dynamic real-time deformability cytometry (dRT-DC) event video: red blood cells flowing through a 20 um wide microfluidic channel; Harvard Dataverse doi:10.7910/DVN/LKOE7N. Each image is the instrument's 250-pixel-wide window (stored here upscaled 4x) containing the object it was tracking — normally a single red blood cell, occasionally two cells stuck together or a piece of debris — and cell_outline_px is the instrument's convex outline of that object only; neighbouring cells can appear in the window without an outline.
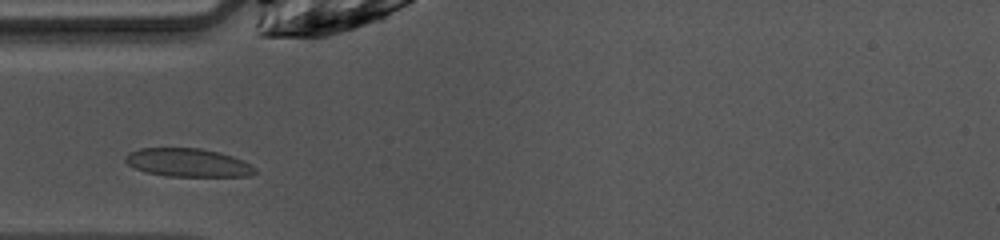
{"species": "common noctule bat (a hibernating species)", "species_latin": "Nyctalus noctula", "temperature_condition": "warm", "stored_images_in_passage": 26, "camera_frame_rate_fps": 3000, "um_per_image_px": 0.085, "animal": {"sex": "female", "body_mass_g": 10.0, "forearm_length_mm": 53.1}, "frame": {"image": 1, "passage_image": 2, "time_ms": 0.333, "image_size_px": [1000, 240], "cell_outline_px": [[256, 172], [252, 176], [168, 176], [144, 172], [128, 164], [124, 160], [124, 156], [128, 152], [140, 148], [200, 148], [220, 152], [244, 160], [256, 168]], "centroid_in_image_um": [15.98, 13.82], "position_along_channel_um": 69.0, "area_um2": 21.56}}
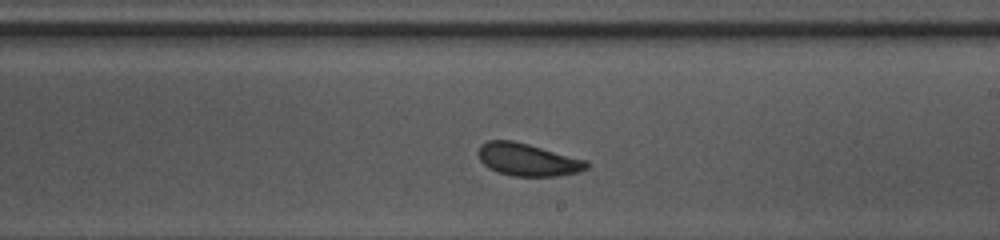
{"frame": {"image": 2, "passage_image": 15, "time_ms": 4.667, "image_size_px": [1000, 240], "cell_outline_px": [[592, 164], [588, 168], [576, 172], [556, 176], [512, 176], [488, 168], [480, 160], [476, 152], [480, 144], [488, 140], [512, 140], [528, 144], [588, 160]], "centroid_in_image_um": [44.85, 13.56], "position_along_channel_um": 244.2, "area_um2": 20.69}}
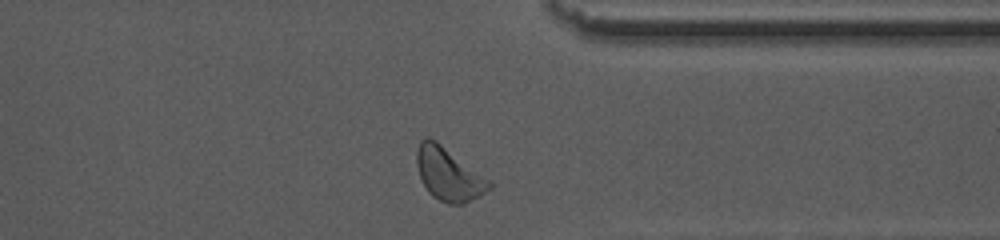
{"frame": {"image": 3, "passage_image": 25, "time_ms": 8.0, "image_size_px": [1000, 240], "cell_outline_px": [[492, 188], [480, 196], [464, 204], [448, 204], [432, 196], [428, 192], [420, 176], [416, 164], [416, 152], [420, 140], [428, 136], [436, 140], [492, 180]], "centroid_in_image_um": [38.16, 14.8], "position_along_channel_um": 373.2, "area_um2": 22.72}, "authors_computed_cell_mechanics": {"area_um2": 20.5768, "velocity_mm_per_s": 4.0165, "shape_relaxation_time_tau1_ms": 10.7824, "shape_relaxation_time_tau2_ms": 1.5874, "deformation_change_tau1": 0.321, "deformation_change_tau2": 0.0734}}